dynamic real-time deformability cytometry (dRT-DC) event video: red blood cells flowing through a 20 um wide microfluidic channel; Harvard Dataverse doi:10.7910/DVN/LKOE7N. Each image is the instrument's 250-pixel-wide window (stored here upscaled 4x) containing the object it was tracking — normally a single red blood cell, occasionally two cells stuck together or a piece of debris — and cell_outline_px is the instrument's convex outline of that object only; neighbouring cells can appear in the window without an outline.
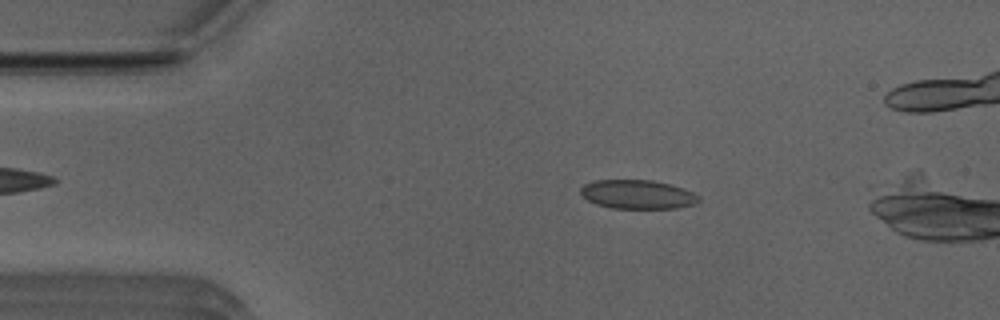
{"species": "Egyptian fruit bat (a non-hibernating species)", "species_latin": "Rousettus aegyptiacus", "temperature_condition": "room temperature", "stored_images_in_passage": 40, "camera_frame_rate_fps": 3000, "um_per_image_px": 0.085, "animal": {"sex": "male"}, "frame": {"image": 1, "passage_image": 2, "time_ms": 0.333, "image_size_px": [1000, 320], "cell_outline_px": [[700, 200], [696, 204], [676, 208], [612, 208], [596, 204], [588, 200], [580, 192], [580, 188], [584, 184], [596, 180], [652, 180], [672, 184], [684, 188], [700, 196]], "centroid_in_image_um": [54.23, 16.52], "position_along_channel_um": 30.8, "area_um2": 20.0}}
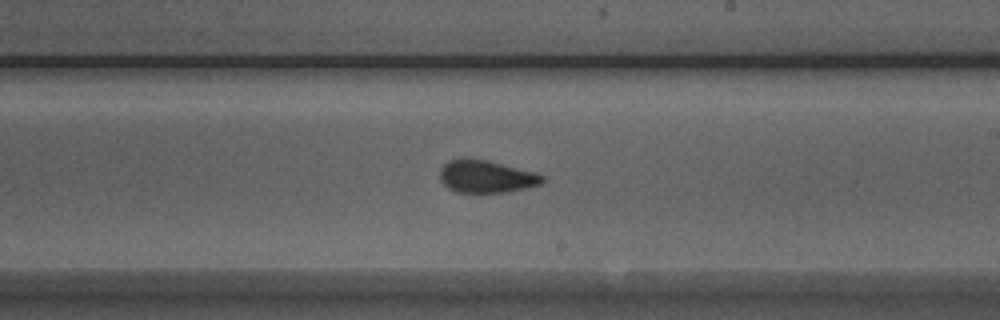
{"frame": {"image": 2, "passage_image": 22, "time_ms": 7.0, "image_size_px": [1000, 320], "cell_outline_px": [[544, 180], [540, 184], [524, 188], [504, 192], [456, 192], [448, 188], [440, 180], [440, 168], [448, 160], [460, 156], [484, 160], [536, 172], [544, 176]], "centroid_in_image_um": [41.27, 14.98], "position_along_channel_um": 247.7, "area_um2": 19.42}}
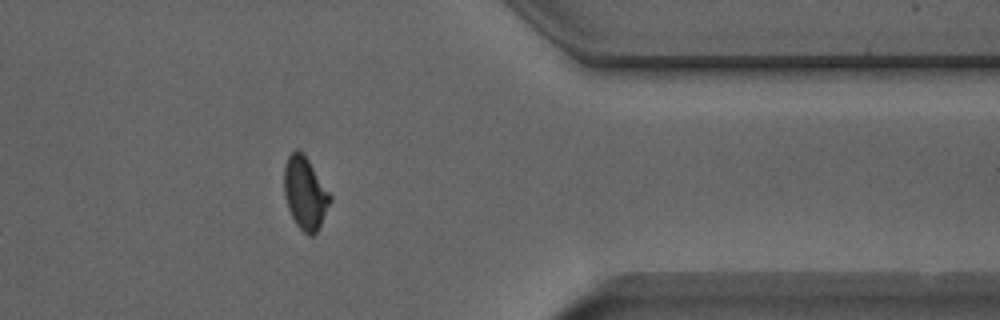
{"frame": {"image": 3, "passage_image": 34, "time_ms": 11.0, "image_size_px": [1000, 320], "cell_outline_px": [[332, 200], [316, 232], [312, 236], [308, 236], [296, 224], [288, 208], [284, 196], [284, 164], [288, 156], [296, 148], [308, 160], [332, 196]], "centroid_in_image_um": [25.92, 16.42], "position_along_channel_um": 385.5, "area_um2": 19.19}, "authors_computed_cell_mechanics": {"area_um2": 19.6231, "velocity_mm_per_s": 3.9087, "shape_relaxation_time_tau1_ms": null, "shape_relaxation_time_tau2_ms": 1.3279, "deformation_change_tau1": null, "deformation_change_tau2": 0.0647}}